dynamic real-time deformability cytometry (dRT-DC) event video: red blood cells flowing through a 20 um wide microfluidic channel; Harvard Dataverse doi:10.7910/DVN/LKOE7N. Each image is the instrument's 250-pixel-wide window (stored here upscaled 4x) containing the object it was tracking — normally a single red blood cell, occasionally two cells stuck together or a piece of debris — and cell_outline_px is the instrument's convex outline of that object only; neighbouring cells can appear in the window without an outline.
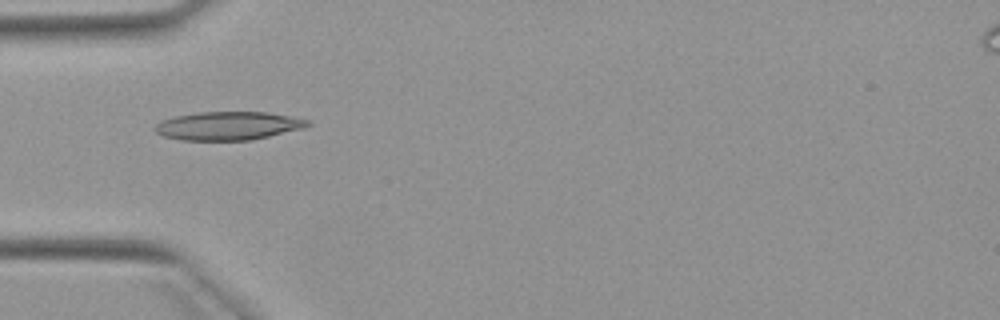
{"species": "Egyptian fruit bat (a non-hibernating species)", "species_latin": "Rousettus aegyptiacus", "temperature_condition": "warm", "stored_images_in_passage": 4, "camera_frame_rate_fps": 3000, "um_per_image_px": 0.085, "animal": {"sex": "female"}, "frame": {"image": 1, "passage_image": 1, "time_ms": 0.0, "image_size_px": [1000, 320], "cell_outline_px": [[312, 124], [304, 128], [252, 140], [180, 140], [164, 136], [156, 132], [152, 128], [160, 120], [176, 116], [196, 112], [268, 112], [312, 120]], "centroid_in_image_um": [19.41, 10.69], "position_along_channel_um": 65.6, "area_um2": 25.49}}
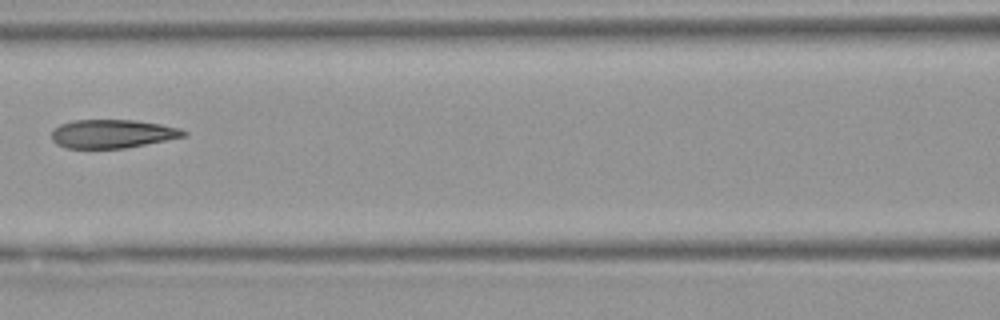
{"frame": {"image": 2, "passage_image": 3, "time_ms": 2.333, "image_size_px": [1000, 320], "cell_outline_px": [[188, 136], [124, 148], [64, 148], [56, 144], [52, 140], [52, 128], [60, 124], [76, 120], [136, 120], [160, 124], [180, 128], [188, 132]], "centroid_in_image_um": [9.55, 11.37], "position_along_channel_um": 157.0, "area_um2": 22.08}}
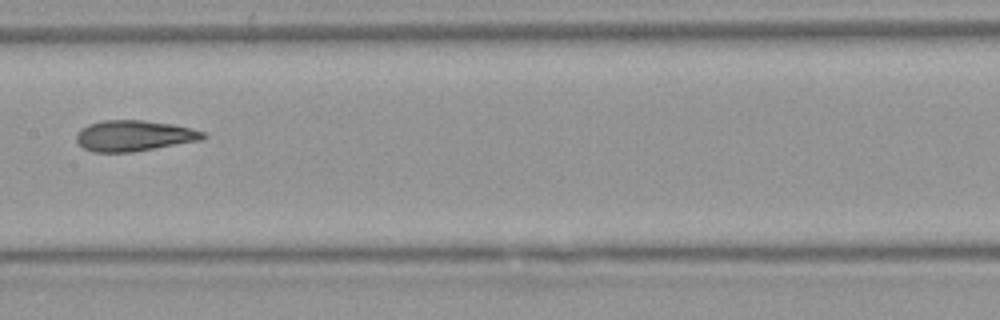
{"frame": {"image": 3, "passage_image": 4, "time_ms": 3.333, "image_size_px": [1000, 320], "cell_outline_px": [[208, 136], [204, 140], [132, 152], [92, 152], [84, 148], [76, 140], [76, 132], [80, 128], [88, 124], [104, 120], [144, 120], [172, 124], [192, 128], [204, 132]], "centroid_in_image_um": [11.41, 11.53], "position_along_channel_um": 196.0, "area_um2": 23.0}}